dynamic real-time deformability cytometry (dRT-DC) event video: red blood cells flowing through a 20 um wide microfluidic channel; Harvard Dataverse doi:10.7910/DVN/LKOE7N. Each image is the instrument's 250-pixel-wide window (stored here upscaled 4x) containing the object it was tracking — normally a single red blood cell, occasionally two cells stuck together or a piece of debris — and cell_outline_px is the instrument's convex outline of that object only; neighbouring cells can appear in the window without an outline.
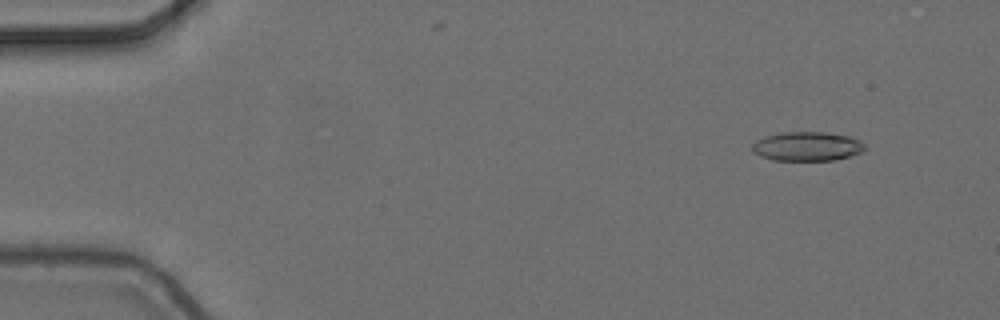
{"species": "common noctule bat (a hibernating species)", "species_latin": "Nyctalus noctula", "temperature_condition": "cold", "stored_images_in_passage": 6, "camera_frame_rate_fps": 3000, "um_per_image_px": 0.085, "animal": {"sex": "female", "body_mass_g": 24.6, "forearm_length_mm": 56.2}, "frame": {"image": 1, "passage_image": 2, "time_ms": 0.333, "image_size_px": [1000, 320], "cell_outline_px": [[868, 148], [860, 152], [848, 156], [832, 160], [772, 160], [760, 156], [752, 148], [752, 144], [756, 140], [764, 136], [780, 132], [824, 132], [848, 136], [860, 140]], "centroid_in_image_um": [68.6, 12.43], "position_along_channel_um": 16.4, "area_um2": 19.07}}
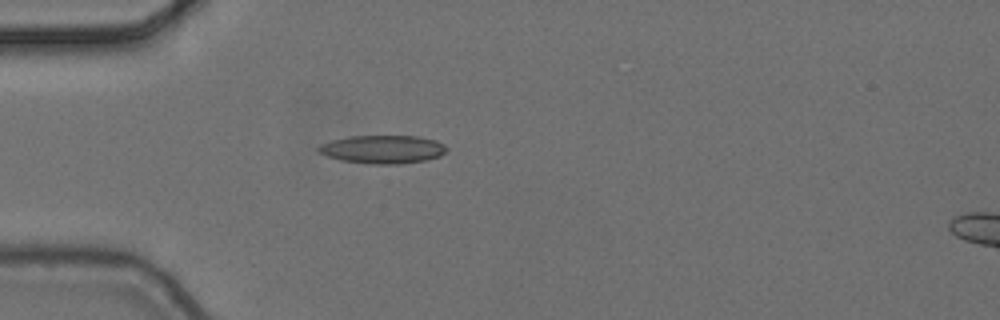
{"frame": {"image": 2, "passage_image": 5, "time_ms": 1.333, "image_size_px": [1000, 320], "cell_outline_px": [[448, 148], [440, 156], [428, 160], [400, 164], [372, 164], [340, 160], [316, 152], [316, 148], [320, 144], [332, 140], [352, 136], [416, 136], [436, 140], [444, 144]], "centroid_in_image_um": [32.53, 12.7], "position_along_channel_um": 52.5, "area_um2": 21.21}}